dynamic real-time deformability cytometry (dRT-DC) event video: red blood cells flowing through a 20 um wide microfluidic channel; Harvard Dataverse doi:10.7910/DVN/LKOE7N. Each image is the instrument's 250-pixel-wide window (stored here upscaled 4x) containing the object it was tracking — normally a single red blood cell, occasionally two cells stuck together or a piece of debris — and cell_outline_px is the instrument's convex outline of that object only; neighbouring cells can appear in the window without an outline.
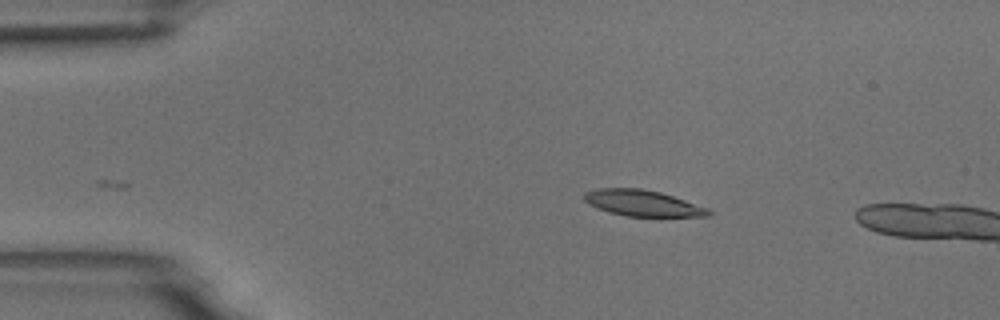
{"species": "common noctule bat (a hibernating species)", "species_latin": "Nyctalus noctula", "temperature_condition": "room temperature", "stored_images_in_passage": 3, "camera_frame_rate_fps": 3000, "um_per_image_px": 0.085, "animal": {"sex": "male", "body_mass_g": 18.8}, "frame": {"image": 1, "passage_image": 3, "time_ms": 0.667, "image_size_px": [1000, 320], "cell_outline_px": [[712, 216], [624, 216], [608, 212], [596, 208], [588, 204], [584, 200], [584, 192], [600, 188], [640, 188], [660, 192], [708, 208], [712, 212]], "centroid_in_image_um": [54.59, 17.27], "position_along_channel_um": 30.4, "area_um2": 18.84}}